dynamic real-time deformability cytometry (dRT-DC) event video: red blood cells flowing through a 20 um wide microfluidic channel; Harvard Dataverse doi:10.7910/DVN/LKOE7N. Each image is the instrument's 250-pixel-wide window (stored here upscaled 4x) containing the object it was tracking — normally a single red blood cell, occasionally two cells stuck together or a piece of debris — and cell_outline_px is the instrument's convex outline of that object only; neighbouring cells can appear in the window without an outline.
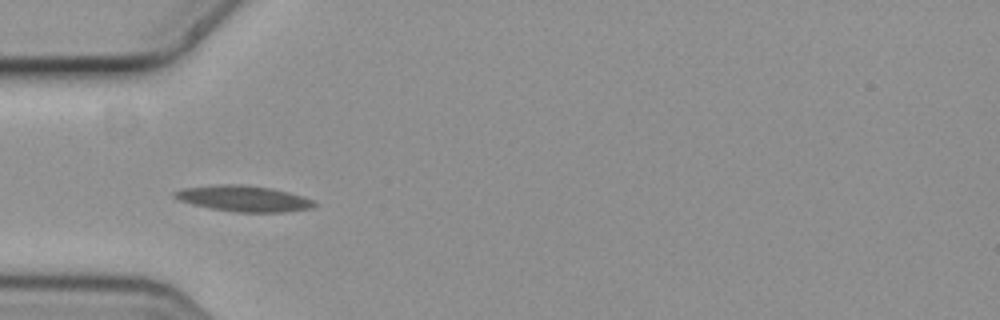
{"species": "common noctule bat (a hibernating species)", "species_latin": "Nyctalus noctula", "temperature_condition": "cold", "stored_images_in_passage": 5, "camera_frame_rate_fps": 3000, "um_per_image_px": 0.085, "animal": {"sex": "female", "body_mass_g": 19.3, "forearm_length_mm": 54.1}, "frame": {"image": 1, "passage_image": 4, "time_ms": 1.0, "image_size_px": [1000, 320], "cell_outline_px": [[320, 204], [312, 208], [284, 212], [236, 212], [212, 208], [192, 204], [180, 200], [172, 196], [172, 192], [180, 188], [216, 184], [240, 184], [272, 188], [304, 196], [316, 200]], "centroid_in_image_um": [20.74, 16.87], "position_along_channel_um": 64.3, "area_um2": 21.39}}
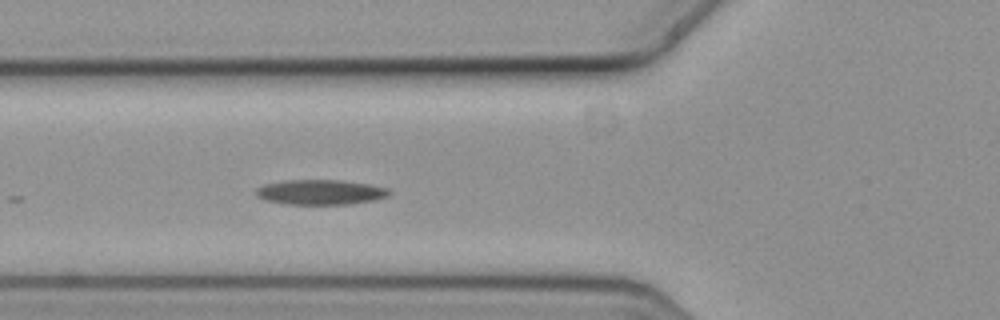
{"frame": {"image": 2, "passage_image": 5, "time_ms": 1.333, "image_size_px": [1000, 320], "cell_outline_px": [[392, 192], [388, 196], [376, 200], [352, 204], [284, 204], [264, 200], [256, 196], [256, 188], [264, 184], [284, 180], [340, 180], [368, 184], [388, 188]], "centroid_in_image_um": [27.24, 16.34], "position_along_channel_um": 98.6, "area_um2": 19.59}}